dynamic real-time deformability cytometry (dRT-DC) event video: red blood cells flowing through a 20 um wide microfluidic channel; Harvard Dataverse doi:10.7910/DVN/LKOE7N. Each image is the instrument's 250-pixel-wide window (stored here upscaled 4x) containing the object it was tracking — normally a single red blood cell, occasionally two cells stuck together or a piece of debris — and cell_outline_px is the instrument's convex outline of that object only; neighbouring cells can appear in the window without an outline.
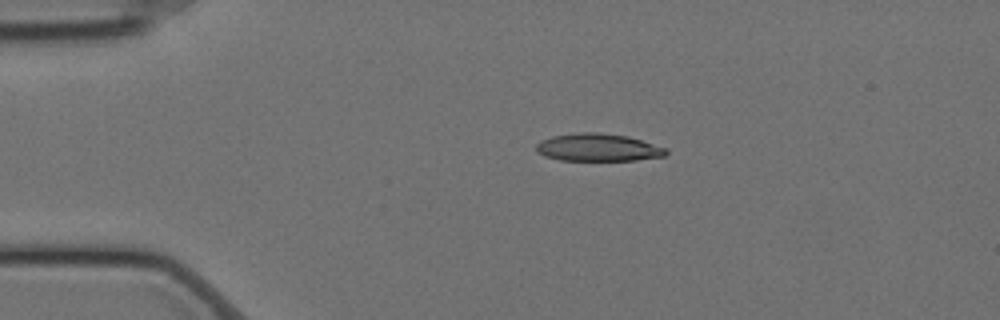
{"species": "Egyptian fruit bat (a non-hibernating species)", "species_latin": "Rousettus aegyptiacus", "temperature_condition": "cold", "stored_images_in_passage": 43, "camera_frame_rate_fps": 3000, "um_per_image_px": 0.085, "animal": {"sex": "female"}, "frame": {"image": 1, "passage_image": 1, "time_ms": 0.0, "image_size_px": [1000, 320], "cell_outline_px": [[668, 152], [664, 156], [636, 160], [560, 160], [544, 156], [536, 152], [536, 144], [540, 140], [552, 136], [576, 132], [596, 132], [628, 136], [664, 148]], "centroid_in_image_um": [50.76, 12.53], "position_along_channel_um": 34.2, "area_um2": 20.81}}
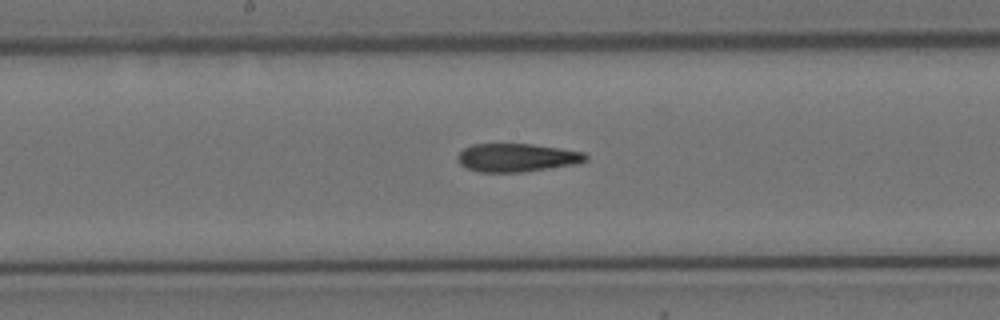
{"frame": {"image": 2, "passage_image": 19, "time_ms": 6.0, "image_size_px": [1000, 320], "cell_outline_px": [[588, 160], [576, 164], [520, 172], [480, 172], [468, 168], [460, 164], [456, 156], [464, 148], [472, 144], [532, 144], [560, 148], [584, 152], [588, 156]], "centroid_in_image_um": [43.94, 13.39], "position_along_channel_um": 204.3, "area_um2": 21.04}}
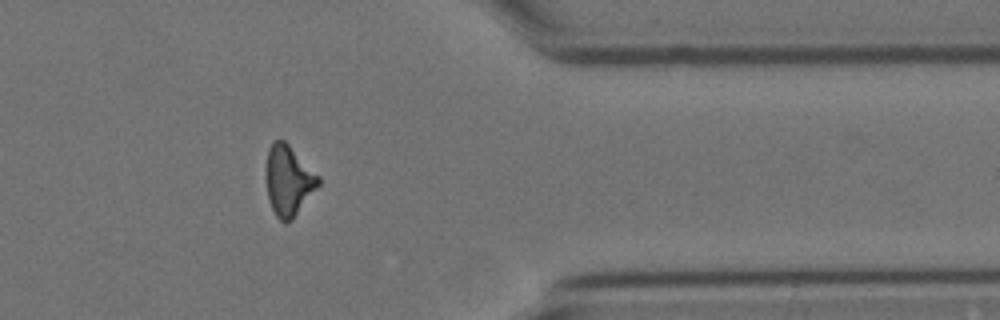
{"frame": {"image": 3, "passage_image": 36, "time_ms": 11.667, "image_size_px": [1000, 320], "cell_outline_px": [[320, 184], [292, 220], [280, 220], [276, 216], [268, 200], [264, 172], [268, 148], [272, 140], [284, 140], [320, 176]], "centroid_in_image_um": [24.49, 15.31], "position_along_channel_um": 386.9, "area_um2": 21.62}}